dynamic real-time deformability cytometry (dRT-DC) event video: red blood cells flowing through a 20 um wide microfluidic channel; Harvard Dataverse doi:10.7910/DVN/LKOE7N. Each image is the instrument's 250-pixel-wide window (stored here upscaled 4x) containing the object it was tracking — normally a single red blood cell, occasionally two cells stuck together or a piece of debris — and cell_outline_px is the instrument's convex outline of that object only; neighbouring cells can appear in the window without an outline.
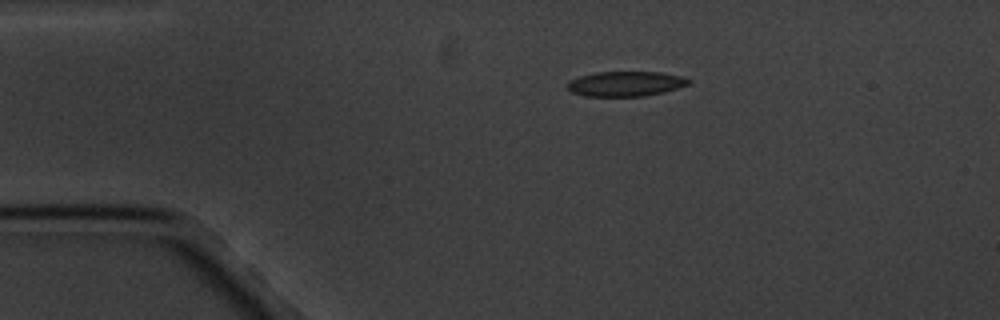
{"species": "common noctule bat (a hibernating species)", "species_latin": "Nyctalus noctula", "temperature_condition": "cold", "stored_images_in_passage": 3, "segment_of_instrument_passage": [1, 2], "camera_frame_rate_fps": 3000, "um_per_image_px": 0.085, "animal": {"sex": "male", "body_mass_g": 20.1, "forearm_length_mm": 53.5}, "frame": {"image": 1, "passage_image": 1, "time_ms": 0.0, "image_size_px": [1000, 320], "cell_outline_px": [[692, 80], [688, 84], [664, 92], [644, 96], [584, 96], [572, 92], [568, 88], [568, 80], [580, 76], [596, 72], [660, 72], [680, 76]], "centroid_in_image_um": [53.16, 7.12], "position_along_channel_um": 31.8, "area_um2": 17.51}}